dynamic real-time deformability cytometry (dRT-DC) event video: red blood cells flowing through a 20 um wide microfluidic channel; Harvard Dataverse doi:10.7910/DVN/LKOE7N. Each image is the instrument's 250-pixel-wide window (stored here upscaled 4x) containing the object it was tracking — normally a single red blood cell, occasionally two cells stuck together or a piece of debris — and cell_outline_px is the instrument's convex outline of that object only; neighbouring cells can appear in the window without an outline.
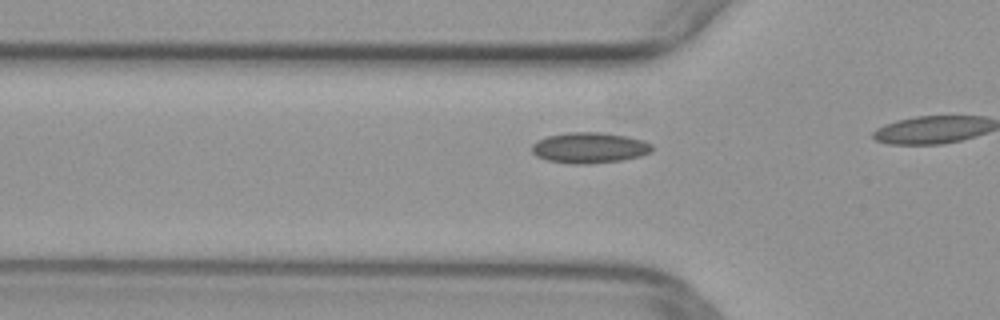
{"species": "common noctule bat (a hibernating species)", "species_latin": "Nyctalus noctula", "temperature_condition": "warm", "stored_images_in_passage": 19, "camera_frame_rate_fps": 3000, "um_per_image_px": 0.085, "animal": {"sex": "female", "body_mass_g": 29.2, "forearm_length_mm": 56.3}, "frame": {"image": 1, "passage_image": 14, "time_ms": 4.333, "image_size_px": [1000, 320], "cell_outline_px": [[652, 152], [640, 156], [620, 160], [588, 164], [572, 164], [548, 160], [536, 156], [532, 152], [532, 144], [536, 140], [548, 136], [568, 132], [600, 132], [628, 136], [644, 140], [652, 144]], "centroid_in_image_um": [50.11, 12.55], "position_along_channel_um": 75.7, "area_um2": 21.62}}
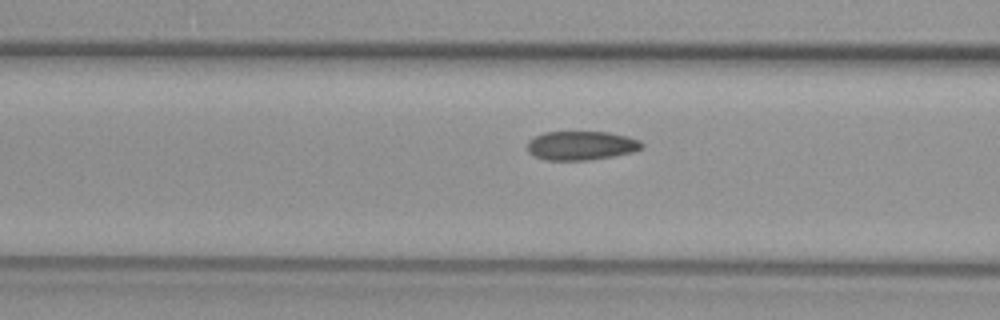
{"frame": {"image": 2, "passage_image": 17, "time_ms": 5.333, "image_size_px": [1000, 320], "cell_outline_px": [[644, 144], [640, 148], [632, 152], [612, 156], [588, 160], [544, 160], [528, 152], [528, 140], [544, 132], [608, 132], [628, 136], [640, 140]], "centroid_in_image_um": [49.4, 12.37], "position_along_channel_um": 117.2, "area_um2": 19.25}}